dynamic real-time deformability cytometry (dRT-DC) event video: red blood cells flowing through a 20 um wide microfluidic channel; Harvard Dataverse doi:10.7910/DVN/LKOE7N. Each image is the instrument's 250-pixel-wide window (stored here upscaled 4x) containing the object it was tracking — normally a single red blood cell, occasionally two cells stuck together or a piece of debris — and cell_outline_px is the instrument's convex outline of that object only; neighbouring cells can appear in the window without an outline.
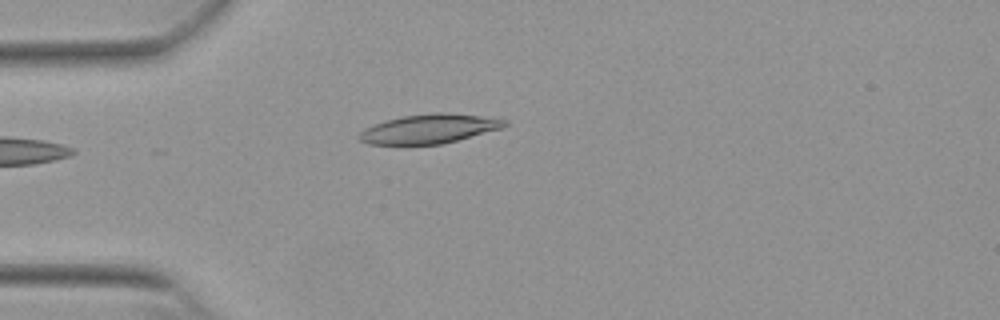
{"species": "Egyptian fruit bat (a non-hibernating species)", "species_latin": "Rousettus aegyptiacus", "temperature_condition": "warm", "stored_images_in_passage": 37, "camera_frame_rate_fps": 3000, "um_per_image_px": 0.085, "animal": {"sex": "female"}, "frame": {"image": 1, "passage_image": 1, "time_ms": 0.0, "image_size_px": [1000, 320], "cell_outline_px": [[508, 124], [500, 128], [456, 140], [440, 144], [400, 148], [368, 144], [360, 140], [356, 136], [364, 128], [388, 120], [404, 116], [432, 112], [448, 112], [480, 116], [508, 120]], "centroid_in_image_um": [36.36, 11.0], "position_along_channel_um": 48.6, "area_um2": 25.43}}
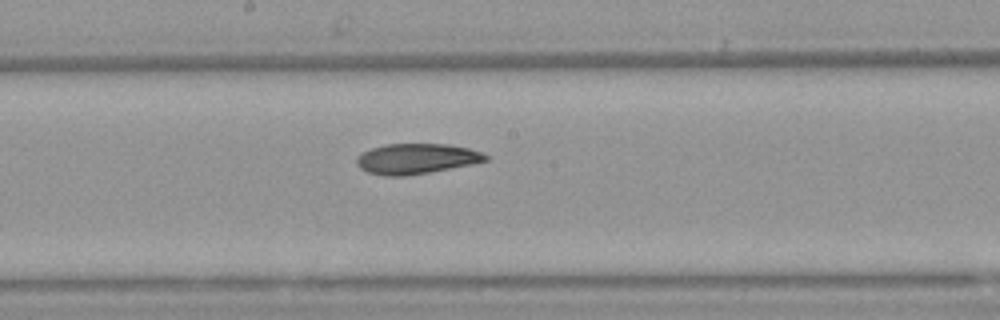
{"frame": {"image": 2, "passage_image": 15, "time_ms": 4.667, "image_size_px": [1000, 320], "cell_outline_px": [[488, 160], [428, 172], [400, 176], [384, 176], [368, 172], [360, 168], [356, 164], [356, 156], [372, 148], [384, 144], [448, 144], [468, 148], [480, 152], [488, 156]], "centroid_in_image_um": [35.33, 13.48], "position_along_channel_um": 212.9, "area_um2": 22.43}}
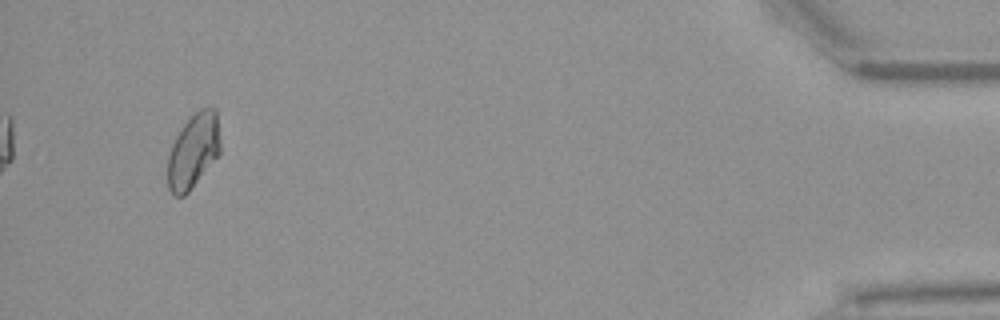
{"frame": {"image": 3, "passage_image": 37, "time_ms": 12.0, "image_size_px": [1000, 320], "cell_outline_px": [[220, 152], [188, 192], [184, 196], [176, 196], [168, 188], [168, 156], [172, 144], [176, 136], [184, 124], [200, 108], [208, 104], [212, 104], [216, 108], [220, 144]], "centroid_in_image_um": [16.44, 12.77], "position_along_channel_um": 418.8, "area_um2": 22.66}, "authors_computed_cell_mechanics": {"area_um2": 23.0622, "velocity_mm_per_s": 3.8313, "shape_relaxation_time_tau1_ms": null, "shape_relaxation_time_tau2_ms": 6.8839, "deformation_change_tau1": null, "deformation_change_tau2": 0.1294}}